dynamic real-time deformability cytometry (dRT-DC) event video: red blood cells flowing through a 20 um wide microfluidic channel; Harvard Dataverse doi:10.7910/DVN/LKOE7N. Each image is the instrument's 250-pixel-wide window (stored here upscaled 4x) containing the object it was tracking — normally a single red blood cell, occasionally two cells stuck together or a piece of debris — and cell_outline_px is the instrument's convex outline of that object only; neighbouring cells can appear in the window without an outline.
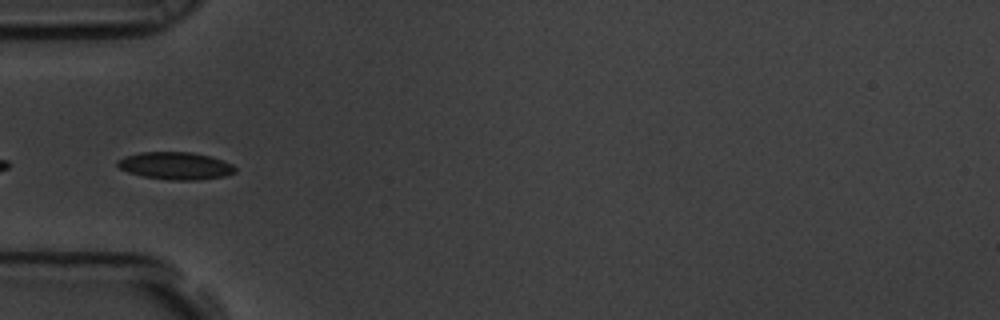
{"species": "common noctule bat (a hibernating species)", "species_latin": "Nyctalus noctula", "temperature_condition": "room temperature", "stored_images_in_passage": 5, "camera_frame_rate_fps": 3000, "um_per_image_px": 0.085, "animal": {"sex": "male", "body_mass_g": 19.5, "forearm_length_mm": 54.6}, "frame": {"image": 1, "passage_image": 1, "time_ms": 0.0, "image_size_px": [1000, 320], "cell_outline_px": [[236, 172], [224, 176], [200, 180], [168, 180], [144, 176], [128, 172], [120, 168], [116, 164], [116, 160], [124, 156], [140, 152], [192, 152], [208, 156], [232, 164], [236, 168]], "centroid_in_image_um": [14.89, 14.09], "position_along_channel_um": 70.1, "area_um2": 18.79}}